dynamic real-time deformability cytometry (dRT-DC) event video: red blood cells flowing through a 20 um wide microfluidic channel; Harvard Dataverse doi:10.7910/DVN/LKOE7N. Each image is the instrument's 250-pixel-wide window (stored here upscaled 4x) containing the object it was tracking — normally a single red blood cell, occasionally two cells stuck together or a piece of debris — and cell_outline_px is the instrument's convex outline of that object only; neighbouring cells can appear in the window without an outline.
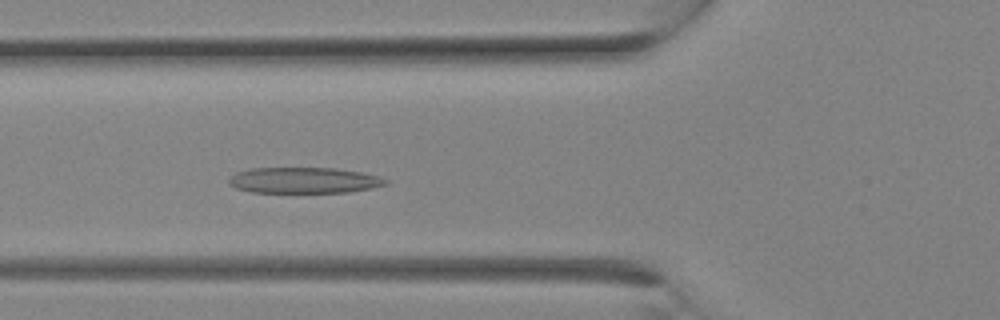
{"species": "Egyptian fruit bat (a non-hibernating species)", "species_latin": "Rousettus aegyptiacus", "temperature_condition": "room temperature", "stored_images_in_passage": 4, "camera_frame_rate_fps": 3000, "um_per_image_px": 0.085, "animal": {"sex": "female"}, "frame": {"image": 1, "passage_image": 4, "time_ms": 1.0, "image_size_px": [1000, 320], "cell_outline_px": [[388, 184], [372, 188], [348, 192], [252, 192], [236, 188], [228, 184], [228, 180], [236, 172], [248, 168], [336, 168], [364, 172], [380, 176], [388, 180]], "centroid_in_image_um": [25.86, 15.32], "position_along_channel_um": 99.9, "area_um2": 23.81}}